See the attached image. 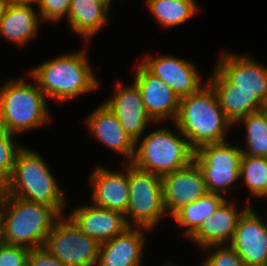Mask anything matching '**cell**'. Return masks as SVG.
Returning <instances> with one entry per match:
<instances>
[{"label":"cell","instance_id":"4fadbf2b","mask_svg":"<svg viewBox=\"0 0 267 266\" xmlns=\"http://www.w3.org/2000/svg\"><path fill=\"white\" fill-rule=\"evenodd\" d=\"M163 200L168 215L192 203L207 192L203 173L192 160L187 166L162 177Z\"/></svg>","mask_w":267,"mask_h":266},{"label":"cell","instance_id":"d6a6232c","mask_svg":"<svg viewBox=\"0 0 267 266\" xmlns=\"http://www.w3.org/2000/svg\"><path fill=\"white\" fill-rule=\"evenodd\" d=\"M8 195V180L0 173V202Z\"/></svg>","mask_w":267,"mask_h":266},{"label":"cell","instance_id":"83f0119b","mask_svg":"<svg viewBox=\"0 0 267 266\" xmlns=\"http://www.w3.org/2000/svg\"><path fill=\"white\" fill-rule=\"evenodd\" d=\"M14 135L0 129V173L7 180L12 174L16 156L23 148L13 141Z\"/></svg>","mask_w":267,"mask_h":266},{"label":"cell","instance_id":"9a60e30c","mask_svg":"<svg viewBox=\"0 0 267 266\" xmlns=\"http://www.w3.org/2000/svg\"><path fill=\"white\" fill-rule=\"evenodd\" d=\"M118 82L114 96L108 98L106 106L116 115L122 128L136 142L143 136L147 125L154 123L145 111L138 87Z\"/></svg>","mask_w":267,"mask_h":266},{"label":"cell","instance_id":"2e32d148","mask_svg":"<svg viewBox=\"0 0 267 266\" xmlns=\"http://www.w3.org/2000/svg\"><path fill=\"white\" fill-rule=\"evenodd\" d=\"M125 170L112 171L97 167L90 177L92 185L91 199L94 206L117 211L125 215L129 203L128 161L124 163ZM125 171V172H123Z\"/></svg>","mask_w":267,"mask_h":266},{"label":"cell","instance_id":"836d02e7","mask_svg":"<svg viewBox=\"0 0 267 266\" xmlns=\"http://www.w3.org/2000/svg\"><path fill=\"white\" fill-rule=\"evenodd\" d=\"M10 0H0V24L4 18Z\"/></svg>","mask_w":267,"mask_h":266},{"label":"cell","instance_id":"cb8c5ba5","mask_svg":"<svg viewBox=\"0 0 267 266\" xmlns=\"http://www.w3.org/2000/svg\"><path fill=\"white\" fill-rule=\"evenodd\" d=\"M225 200L224 195L208 192L198 200L183 205L171 217L179 226L186 227L184 236L189 239L202 222L214 213Z\"/></svg>","mask_w":267,"mask_h":266},{"label":"cell","instance_id":"30bf717a","mask_svg":"<svg viewBox=\"0 0 267 266\" xmlns=\"http://www.w3.org/2000/svg\"><path fill=\"white\" fill-rule=\"evenodd\" d=\"M229 245L246 266H267V229L251 205L239 217Z\"/></svg>","mask_w":267,"mask_h":266},{"label":"cell","instance_id":"f546056e","mask_svg":"<svg viewBox=\"0 0 267 266\" xmlns=\"http://www.w3.org/2000/svg\"><path fill=\"white\" fill-rule=\"evenodd\" d=\"M72 0H41L37 5V11L41 20L53 23L67 18Z\"/></svg>","mask_w":267,"mask_h":266},{"label":"cell","instance_id":"5bb4252c","mask_svg":"<svg viewBox=\"0 0 267 266\" xmlns=\"http://www.w3.org/2000/svg\"><path fill=\"white\" fill-rule=\"evenodd\" d=\"M235 88L251 91L262 102L267 96V66L248 55L222 52L215 67Z\"/></svg>","mask_w":267,"mask_h":266},{"label":"cell","instance_id":"7a4b0ae2","mask_svg":"<svg viewBox=\"0 0 267 266\" xmlns=\"http://www.w3.org/2000/svg\"><path fill=\"white\" fill-rule=\"evenodd\" d=\"M87 60L83 49L48 59L28 74L46 98L64 102L98 89L99 81Z\"/></svg>","mask_w":267,"mask_h":266},{"label":"cell","instance_id":"d6986e66","mask_svg":"<svg viewBox=\"0 0 267 266\" xmlns=\"http://www.w3.org/2000/svg\"><path fill=\"white\" fill-rule=\"evenodd\" d=\"M89 131L102 144L122 154L131 163L136 142L125 132L116 115L102 103L85 120Z\"/></svg>","mask_w":267,"mask_h":266},{"label":"cell","instance_id":"f1b7e54d","mask_svg":"<svg viewBox=\"0 0 267 266\" xmlns=\"http://www.w3.org/2000/svg\"><path fill=\"white\" fill-rule=\"evenodd\" d=\"M212 248H215V251L207 255L202 266H246L244 261L229 244L210 245L203 249Z\"/></svg>","mask_w":267,"mask_h":266},{"label":"cell","instance_id":"e575fe53","mask_svg":"<svg viewBox=\"0 0 267 266\" xmlns=\"http://www.w3.org/2000/svg\"><path fill=\"white\" fill-rule=\"evenodd\" d=\"M16 2L22 3V4H30L33 5L32 3H35V5L39 4L41 0H15Z\"/></svg>","mask_w":267,"mask_h":266},{"label":"cell","instance_id":"3957f363","mask_svg":"<svg viewBox=\"0 0 267 266\" xmlns=\"http://www.w3.org/2000/svg\"><path fill=\"white\" fill-rule=\"evenodd\" d=\"M61 216L50 206L8 195L0 202L3 243L28 249L44 246Z\"/></svg>","mask_w":267,"mask_h":266},{"label":"cell","instance_id":"7c38bea8","mask_svg":"<svg viewBox=\"0 0 267 266\" xmlns=\"http://www.w3.org/2000/svg\"><path fill=\"white\" fill-rule=\"evenodd\" d=\"M134 84L138 87L144 108L154 123L165 119L175 121L180 99L160 78L151 74L141 63L135 72Z\"/></svg>","mask_w":267,"mask_h":266},{"label":"cell","instance_id":"74e56055","mask_svg":"<svg viewBox=\"0 0 267 266\" xmlns=\"http://www.w3.org/2000/svg\"><path fill=\"white\" fill-rule=\"evenodd\" d=\"M3 244V239H2V233H1V229H0V246Z\"/></svg>","mask_w":267,"mask_h":266},{"label":"cell","instance_id":"ba28073f","mask_svg":"<svg viewBox=\"0 0 267 266\" xmlns=\"http://www.w3.org/2000/svg\"><path fill=\"white\" fill-rule=\"evenodd\" d=\"M241 149L224 141L207 144L194 151L193 160L203 173L207 192L223 195L240 179Z\"/></svg>","mask_w":267,"mask_h":266},{"label":"cell","instance_id":"f35d334b","mask_svg":"<svg viewBox=\"0 0 267 266\" xmlns=\"http://www.w3.org/2000/svg\"><path fill=\"white\" fill-rule=\"evenodd\" d=\"M162 266H176V265H173V264H164V265H162Z\"/></svg>","mask_w":267,"mask_h":266},{"label":"cell","instance_id":"ac0fdd59","mask_svg":"<svg viewBox=\"0 0 267 266\" xmlns=\"http://www.w3.org/2000/svg\"><path fill=\"white\" fill-rule=\"evenodd\" d=\"M144 227L129 226L121 234L101 243L97 266H140L145 245Z\"/></svg>","mask_w":267,"mask_h":266},{"label":"cell","instance_id":"1f68e13d","mask_svg":"<svg viewBox=\"0 0 267 266\" xmlns=\"http://www.w3.org/2000/svg\"><path fill=\"white\" fill-rule=\"evenodd\" d=\"M29 266H65L44 246L31 248L28 254Z\"/></svg>","mask_w":267,"mask_h":266},{"label":"cell","instance_id":"44dd1931","mask_svg":"<svg viewBox=\"0 0 267 266\" xmlns=\"http://www.w3.org/2000/svg\"><path fill=\"white\" fill-rule=\"evenodd\" d=\"M247 202V206L238 212L236 204H232L226 199L214 213L202 222L189 239L202 248L210 245L230 244L239 217L250 206V199Z\"/></svg>","mask_w":267,"mask_h":266},{"label":"cell","instance_id":"ab89813d","mask_svg":"<svg viewBox=\"0 0 267 266\" xmlns=\"http://www.w3.org/2000/svg\"><path fill=\"white\" fill-rule=\"evenodd\" d=\"M267 221V220H266ZM266 221H264V223H265V227H266V229H267V222Z\"/></svg>","mask_w":267,"mask_h":266},{"label":"cell","instance_id":"9c48e42d","mask_svg":"<svg viewBox=\"0 0 267 266\" xmlns=\"http://www.w3.org/2000/svg\"><path fill=\"white\" fill-rule=\"evenodd\" d=\"M100 245L68 217L61 216L54 223L44 247L65 266H97Z\"/></svg>","mask_w":267,"mask_h":266},{"label":"cell","instance_id":"603a6c76","mask_svg":"<svg viewBox=\"0 0 267 266\" xmlns=\"http://www.w3.org/2000/svg\"><path fill=\"white\" fill-rule=\"evenodd\" d=\"M108 9L95 0H72L67 22L79 36L89 40L108 22Z\"/></svg>","mask_w":267,"mask_h":266},{"label":"cell","instance_id":"5b68a950","mask_svg":"<svg viewBox=\"0 0 267 266\" xmlns=\"http://www.w3.org/2000/svg\"><path fill=\"white\" fill-rule=\"evenodd\" d=\"M47 98L34 84L23 79L7 81L0 89V129L12 133H23L50 123Z\"/></svg>","mask_w":267,"mask_h":266},{"label":"cell","instance_id":"d590c367","mask_svg":"<svg viewBox=\"0 0 267 266\" xmlns=\"http://www.w3.org/2000/svg\"><path fill=\"white\" fill-rule=\"evenodd\" d=\"M95 1L103 4L108 10H109L111 2H112L111 0H95Z\"/></svg>","mask_w":267,"mask_h":266},{"label":"cell","instance_id":"8fae6325","mask_svg":"<svg viewBox=\"0 0 267 266\" xmlns=\"http://www.w3.org/2000/svg\"><path fill=\"white\" fill-rule=\"evenodd\" d=\"M145 55L140 62L151 74L160 78L179 99L197 92L201 86V77L192 61L174 55L157 56L154 59Z\"/></svg>","mask_w":267,"mask_h":266},{"label":"cell","instance_id":"8d00e7d4","mask_svg":"<svg viewBox=\"0 0 267 266\" xmlns=\"http://www.w3.org/2000/svg\"><path fill=\"white\" fill-rule=\"evenodd\" d=\"M262 111L267 113V96H266L265 100L263 101Z\"/></svg>","mask_w":267,"mask_h":266},{"label":"cell","instance_id":"6da1fadb","mask_svg":"<svg viewBox=\"0 0 267 266\" xmlns=\"http://www.w3.org/2000/svg\"><path fill=\"white\" fill-rule=\"evenodd\" d=\"M173 125L187 138L193 151L207 144L227 141L226 132L233 126L208 82L197 92L180 99Z\"/></svg>","mask_w":267,"mask_h":266},{"label":"cell","instance_id":"4dcf8cb0","mask_svg":"<svg viewBox=\"0 0 267 266\" xmlns=\"http://www.w3.org/2000/svg\"><path fill=\"white\" fill-rule=\"evenodd\" d=\"M30 249L3 243L0 246V266H27Z\"/></svg>","mask_w":267,"mask_h":266},{"label":"cell","instance_id":"8992f818","mask_svg":"<svg viewBox=\"0 0 267 266\" xmlns=\"http://www.w3.org/2000/svg\"><path fill=\"white\" fill-rule=\"evenodd\" d=\"M141 139L136 141L131 164L143 171L163 177L193 160L194 151L180 131L176 135L170 129L158 128Z\"/></svg>","mask_w":267,"mask_h":266},{"label":"cell","instance_id":"484cf974","mask_svg":"<svg viewBox=\"0 0 267 266\" xmlns=\"http://www.w3.org/2000/svg\"><path fill=\"white\" fill-rule=\"evenodd\" d=\"M245 124L246 149L243 154L267 158V113L261 111L250 113L237 123Z\"/></svg>","mask_w":267,"mask_h":266},{"label":"cell","instance_id":"e0dca14e","mask_svg":"<svg viewBox=\"0 0 267 266\" xmlns=\"http://www.w3.org/2000/svg\"><path fill=\"white\" fill-rule=\"evenodd\" d=\"M72 223L100 244L121 234L128 224L124 214L90 205L79 206L67 216Z\"/></svg>","mask_w":267,"mask_h":266},{"label":"cell","instance_id":"7402d4cb","mask_svg":"<svg viewBox=\"0 0 267 266\" xmlns=\"http://www.w3.org/2000/svg\"><path fill=\"white\" fill-rule=\"evenodd\" d=\"M40 22L39 13L33 5L10 0L0 24V35L23 46L35 37Z\"/></svg>","mask_w":267,"mask_h":266},{"label":"cell","instance_id":"277c9868","mask_svg":"<svg viewBox=\"0 0 267 266\" xmlns=\"http://www.w3.org/2000/svg\"><path fill=\"white\" fill-rule=\"evenodd\" d=\"M8 193L26 201L52 207L60 216L67 204L54 174L40 154L23 148L18 152L8 180Z\"/></svg>","mask_w":267,"mask_h":266},{"label":"cell","instance_id":"4316f807","mask_svg":"<svg viewBox=\"0 0 267 266\" xmlns=\"http://www.w3.org/2000/svg\"><path fill=\"white\" fill-rule=\"evenodd\" d=\"M244 179L251 196L267 197V158L242 154L240 161V179Z\"/></svg>","mask_w":267,"mask_h":266},{"label":"cell","instance_id":"ffe728a7","mask_svg":"<svg viewBox=\"0 0 267 266\" xmlns=\"http://www.w3.org/2000/svg\"><path fill=\"white\" fill-rule=\"evenodd\" d=\"M207 81L216 93L226 119L234 126L250 113L262 110L263 102L251 91L239 90L216 68Z\"/></svg>","mask_w":267,"mask_h":266},{"label":"cell","instance_id":"d4e9b609","mask_svg":"<svg viewBox=\"0 0 267 266\" xmlns=\"http://www.w3.org/2000/svg\"><path fill=\"white\" fill-rule=\"evenodd\" d=\"M194 0H147L150 13L164 28L181 25L197 14L198 6ZM196 13V14H195Z\"/></svg>","mask_w":267,"mask_h":266},{"label":"cell","instance_id":"52a82bcc","mask_svg":"<svg viewBox=\"0 0 267 266\" xmlns=\"http://www.w3.org/2000/svg\"><path fill=\"white\" fill-rule=\"evenodd\" d=\"M128 184L130 197L124 215L126 223L128 226L154 229L168 215L163 200L162 177L128 162Z\"/></svg>","mask_w":267,"mask_h":266}]
</instances>
